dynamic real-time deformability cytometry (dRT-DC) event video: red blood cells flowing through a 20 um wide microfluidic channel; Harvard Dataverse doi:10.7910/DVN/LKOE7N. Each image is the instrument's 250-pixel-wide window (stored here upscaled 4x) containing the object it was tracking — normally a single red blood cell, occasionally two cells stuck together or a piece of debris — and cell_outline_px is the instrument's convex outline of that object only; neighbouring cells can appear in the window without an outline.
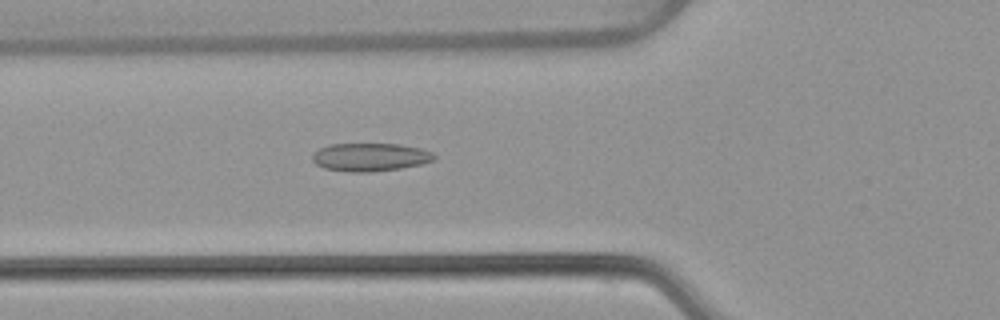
{"species": "common noctule bat (a hibernating species)", "species_latin": "Nyctalus noctula", "temperature_condition": "warm", "stored_images_in_passage": 36, "camera_frame_rate_fps": 3000, "um_per_image_px": 0.085, "animal": {"sex": "female", "body_mass_g": 22.7, "forearm_length_mm": 54.2}, "frame": {"image": 1, "passage_image": 3, "time_ms": 0.667, "image_size_px": [1000, 320], "cell_outline_px": [[436, 160], [420, 164], [400, 168], [372, 172], [348, 172], [324, 168], [316, 164], [312, 160], [312, 156], [320, 148], [328, 144], [400, 144], [420, 148], [432, 152], [436, 156]], "centroid_in_image_um": [31.47, 13.35], "position_along_channel_um": 94.3, "area_um2": 20.0}}
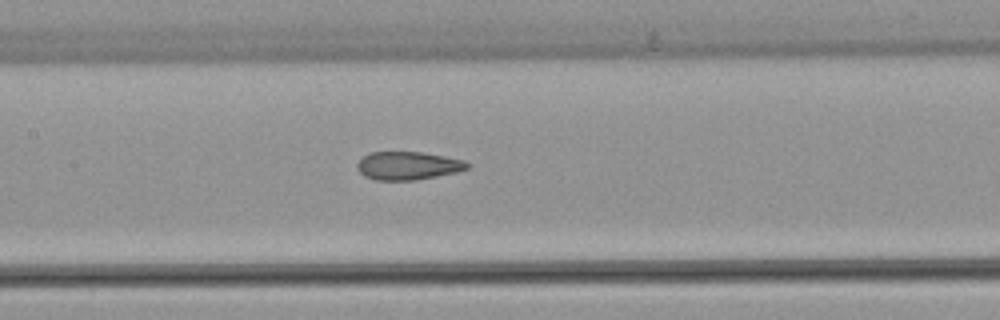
{"frame": {"image": 2, "passage_image": 9, "time_ms": 2.667, "image_size_px": [1000, 320], "cell_outline_px": [[472, 164], [468, 168], [456, 172], [416, 180], [376, 180], [364, 176], [356, 168], [356, 164], [368, 152], [420, 152], [444, 156], [464, 160]], "centroid_in_image_um": [34.67, 14.08], "position_along_channel_um": 172.7, "area_um2": 18.09}}
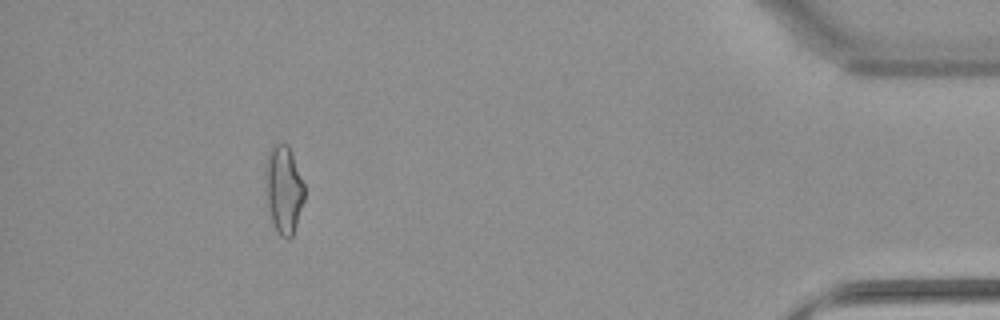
{"frame": {"image": 3, "passage_image": 32, "time_ms": 10.333, "image_size_px": [1000, 320], "cell_outline_px": [[304, 200], [292, 236], [288, 240], [280, 236], [276, 232], [272, 224], [264, 192], [264, 172], [268, 152], [272, 144], [288, 144], [304, 184]], "centroid_in_image_um": [24.07, 16.12], "position_along_channel_um": 411.1, "area_um2": 20.35}, "authors_computed_cell_mechanics": {"area_um2": 18.6983, "velocity_mm_per_s": 3.889, "shape_relaxation_time_tau1_ms": null, "shape_relaxation_time_tau2_ms": 1.7563, "deformation_change_tau1": null, "deformation_change_tau2": 0.0833}}